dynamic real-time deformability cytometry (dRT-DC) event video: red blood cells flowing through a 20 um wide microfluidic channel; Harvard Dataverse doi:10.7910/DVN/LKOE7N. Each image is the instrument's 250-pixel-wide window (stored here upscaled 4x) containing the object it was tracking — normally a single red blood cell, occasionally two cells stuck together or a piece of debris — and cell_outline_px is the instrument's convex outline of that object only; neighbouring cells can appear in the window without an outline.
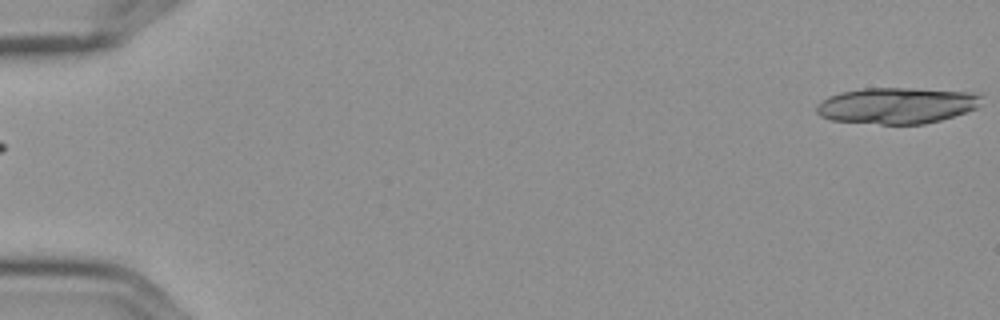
{"species": "Egyptian fruit bat (a non-hibernating species)", "species_latin": "Rousettus aegyptiacus", "temperature_condition": "cold", "stored_images_in_passage": 5, "camera_frame_rate_fps": 3000, "um_per_image_px": 0.085, "frame": {"image": 1, "passage_image": 1, "time_ms": 0.0, "image_size_px": [1000, 320], "cell_outline_px": [[984, 96], [980, 104], [976, 108], [940, 120], [924, 124], [880, 124], [832, 120], [820, 116], [816, 112], [816, 104], [828, 96], [840, 92], [864, 88], [912, 88], [980, 92]], "centroid_in_image_um": [76.25, 8.95], "position_along_channel_um": 8.8, "area_um2": 35.08}}